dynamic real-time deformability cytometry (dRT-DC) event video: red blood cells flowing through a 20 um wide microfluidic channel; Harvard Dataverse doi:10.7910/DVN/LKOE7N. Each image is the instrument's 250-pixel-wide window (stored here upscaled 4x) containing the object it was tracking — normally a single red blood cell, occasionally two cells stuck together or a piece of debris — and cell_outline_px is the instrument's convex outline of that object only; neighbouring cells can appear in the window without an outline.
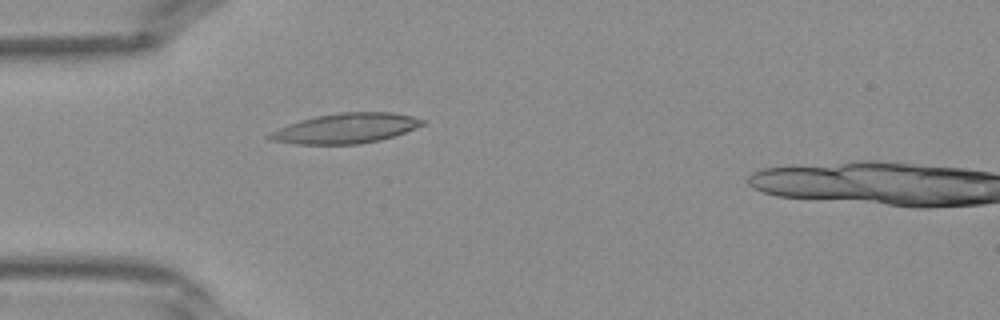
{"species": "Egyptian fruit bat (a non-hibernating species)", "species_latin": "Rousettus aegyptiacus", "temperature_condition": "warm", "stored_images_in_passage": 30, "camera_frame_rate_fps": 3000, "um_per_image_px": 0.085, "frame": {"image": 1, "passage_image": 2, "time_ms": 0.333, "image_size_px": [1000, 320], "cell_outline_px": [[428, 120], [424, 124], [404, 132], [380, 140], [360, 144], [296, 144], [268, 140], [264, 136], [268, 132], [288, 124], [300, 120], [316, 116], [340, 112], [392, 112], [412, 116]], "centroid_in_image_um": [29.34, 10.91], "position_along_channel_um": 55.7, "area_um2": 26.88}}
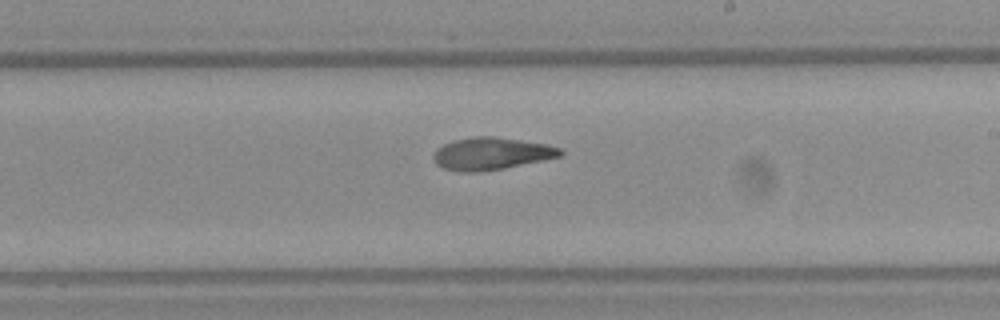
{"frame": {"image": 2, "passage_image": 14, "time_ms": 4.333, "image_size_px": [1000, 320], "cell_outline_px": [[564, 152], [560, 156], [504, 168], [480, 172], [456, 172], [444, 168], [436, 164], [432, 156], [436, 148], [452, 140], [476, 136], [492, 136], [520, 140], [544, 144], [560, 148]], "centroid_in_image_um": [41.69, 13.06], "position_along_channel_um": 247.3, "area_um2": 23.81}}
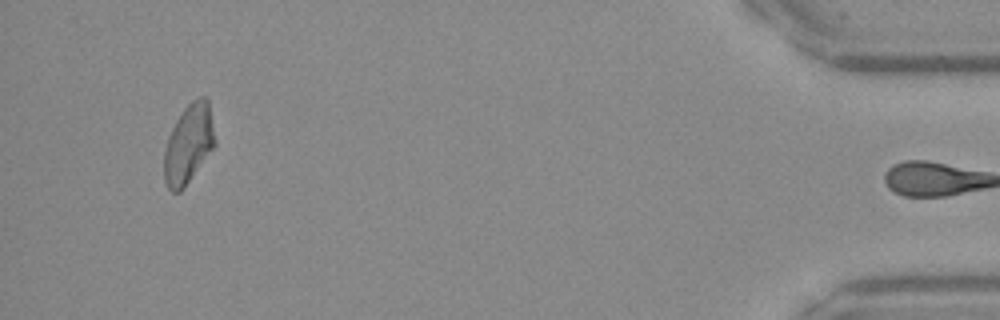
{"frame": {"image": 3, "passage_image": 29, "time_ms": 9.333, "image_size_px": [1000, 320], "cell_outline_px": [[216, 144], [184, 188], [180, 192], [172, 192], [168, 188], [164, 180], [164, 152], [168, 136], [176, 120], [184, 108], [196, 96], [208, 96], [216, 140]], "centroid_in_image_um": [16.04, 12.2], "position_along_channel_um": 419.2, "area_um2": 23.64}}